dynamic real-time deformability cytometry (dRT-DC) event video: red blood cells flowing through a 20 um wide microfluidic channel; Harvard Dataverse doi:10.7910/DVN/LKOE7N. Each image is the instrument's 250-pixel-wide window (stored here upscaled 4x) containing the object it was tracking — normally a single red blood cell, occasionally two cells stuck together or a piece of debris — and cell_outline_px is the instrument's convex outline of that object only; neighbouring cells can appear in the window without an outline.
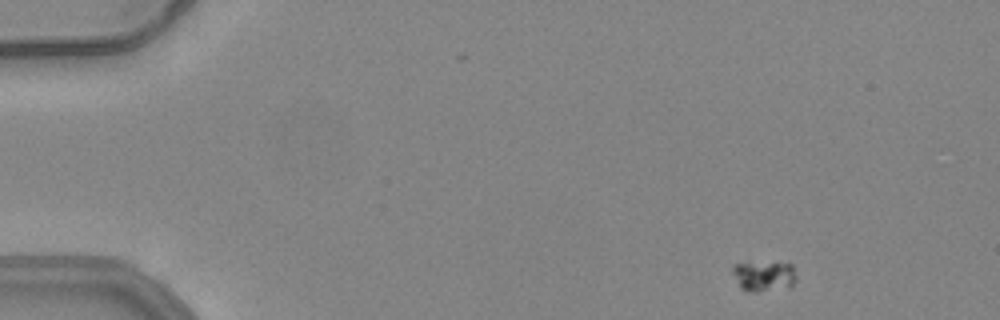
{"species": "common noctule bat (a hibernating species)", "species_latin": "Nyctalus noctula", "temperature_condition": "warm", "stored_images_in_passage": 10, "camera_frame_rate_fps": 3000, "um_per_image_px": 0.085, "animal": {"sex": "female", "body_mass_g": 24.6, "forearm_length_mm": 56.2}, "frame": {"image": 1, "passage_image": 1, "time_ms": 0.0, "image_size_px": [1000, 320], "cell_outline_px": [[796, 280], [788, 288], [756, 292], [748, 292], [740, 288], [732, 272], [732, 264], [792, 264], [796, 276]], "centroid_in_image_um": [64.92, 23.51], "position_along_channel_um": 20.1, "area_um2": 11.04}}